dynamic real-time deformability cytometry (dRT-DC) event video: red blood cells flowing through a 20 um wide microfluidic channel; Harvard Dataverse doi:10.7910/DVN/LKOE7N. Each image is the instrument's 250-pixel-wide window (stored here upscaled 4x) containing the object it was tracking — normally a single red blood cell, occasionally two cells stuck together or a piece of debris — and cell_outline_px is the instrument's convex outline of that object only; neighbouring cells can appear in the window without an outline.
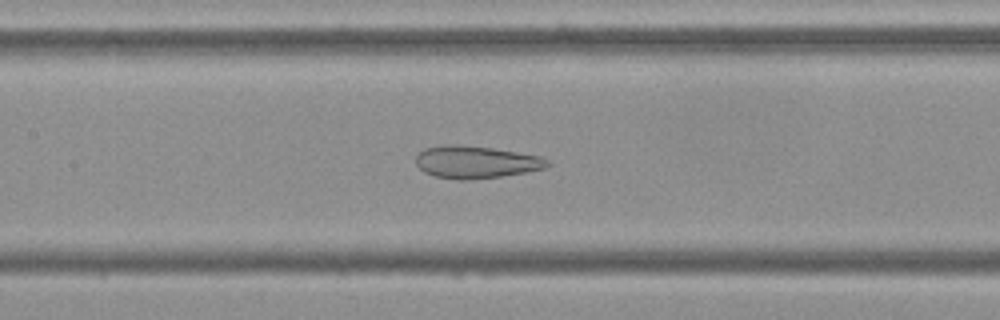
{"species": "Egyptian fruit bat (a non-hibernating species)", "species_latin": "Rousettus aegyptiacus", "temperature_condition": "cold", "stored_images_in_passage": 40, "camera_frame_rate_fps": 3000, "um_per_image_px": 0.085, "frame": {"image": 1, "passage_image": 17, "time_ms": 5.333, "image_size_px": [1000, 320], "cell_outline_px": [[552, 164], [544, 168], [524, 172], [500, 176], [468, 180], [456, 180], [436, 176], [424, 172], [416, 164], [416, 156], [424, 148], [448, 144], [456, 144], [492, 148], [540, 156], [548, 160]], "centroid_in_image_um": [40.43, 13.77], "position_along_channel_um": 167.0, "area_um2": 24.68}}
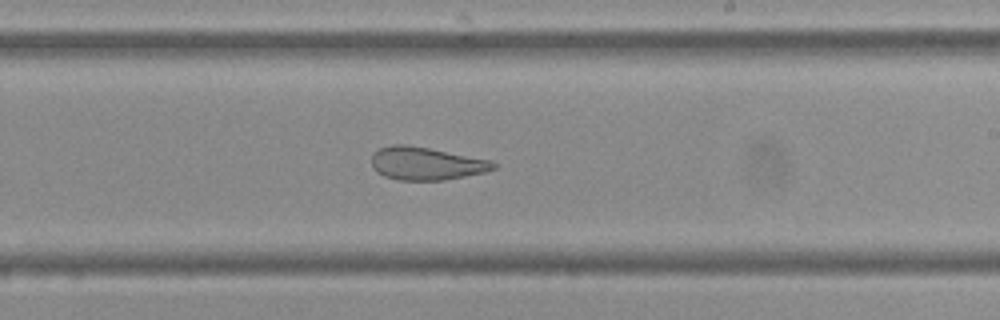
{"frame": {"image": 2, "passage_image": 24, "time_ms": 7.667, "image_size_px": [1000, 320], "cell_outline_px": [[496, 168], [484, 172], [444, 180], [396, 180], [384, 176], [376, 172], [372, 168], [372, 156], [380, 148], [392, 144], [408, 144], [492, 160], [496, 164]], "centroid_in_image_um": [36.21, 13.9], "position_along_channel_um": 252.8, "area_um2": 23.41}}
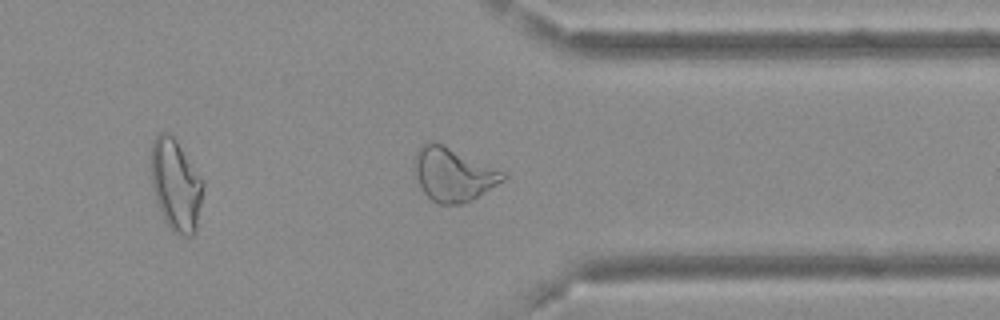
{"frame": {"image": 3, "passage_image": 34, "time_ms": 11.0, "image_size_px": [1000, 320], "cell_outline_px": [[508, 176], [504, 180], [472, 200], [460, 204], [440, 204], [432, 200], [424, 192], [412, 168], [416, 152], [420, 144], [436, 140], [504, 172]], "centroid_in_image_um": [38.49, 14.79], "position_along_channel_um": 372.9, "area_um2": 27.69}, "authors_computed_cell_mechanics": {"area_um2": 26.5013, "velocity_mm_per_s": 3.6908, "shape_relaxation_time_tau1_ms": null, "shape_relaxation_time_tau2_ms": 1.4436, "deformation_change_tau1": null, "deformation_change_tau2": 0.0966}}